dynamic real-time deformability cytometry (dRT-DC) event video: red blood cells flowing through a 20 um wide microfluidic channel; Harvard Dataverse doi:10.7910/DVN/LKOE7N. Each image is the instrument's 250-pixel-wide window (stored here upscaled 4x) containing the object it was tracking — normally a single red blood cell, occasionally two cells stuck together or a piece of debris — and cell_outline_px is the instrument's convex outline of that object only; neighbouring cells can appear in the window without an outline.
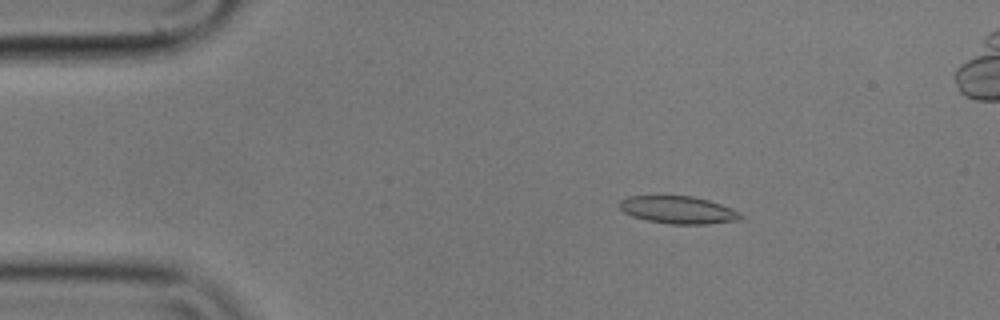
{"species": "common noctule bat (a hibernating species)", "species_latin": "Nyctalus noctula", "temperature_condition": "cold", "stored_images_in_passage": 57, "camera_frame_rate_fps": 3000, "um_per_image_px": 0.085, "animal": {"sex": "male", "body_mass_g": 17.9}, "frame": {"image": 1, "passage_image": 9, "time_ms": 2.667, "image_size_px": [1000, 320], "cell_outline_px": [[744, 220], [708, 224], [668, 224], [648, 220], [632, 216], [624, 212], [616, 204], [620, 200], [628, 196], [692, 196], [708, 200], [720, 204], [740, 212], [744, 216]], "centroid_in_image_um": [57.66, 17.85], "position_along_channel_um": 27.3, "area_um2": 19.59}}
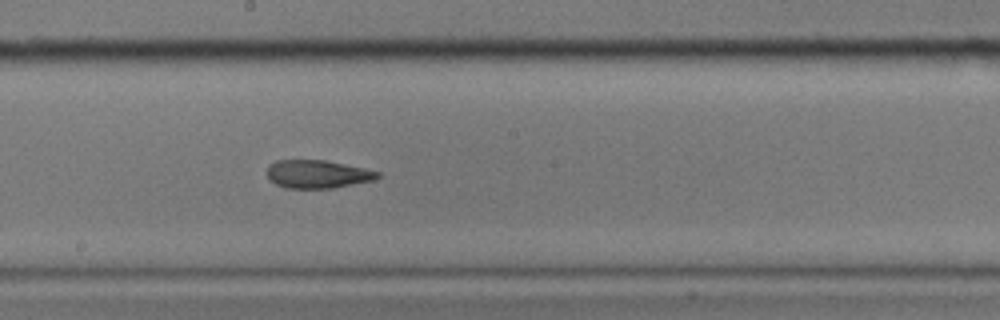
{"frame": {"image": 2, "passage_image": 30, "time_ms": 9.667, "image_size_px": [1000, 320], "cell_outline_px": [[380, 176], [372, 180], [332, 188], [284, 188], [268, 180], [268, 164], [276, 160], [324, 160], [364, 168], [380, 172]], "centroid_in_image_um": [26.94, 14.8], "position_along_channel_um": 221.3, "area_um2": 18.03}}
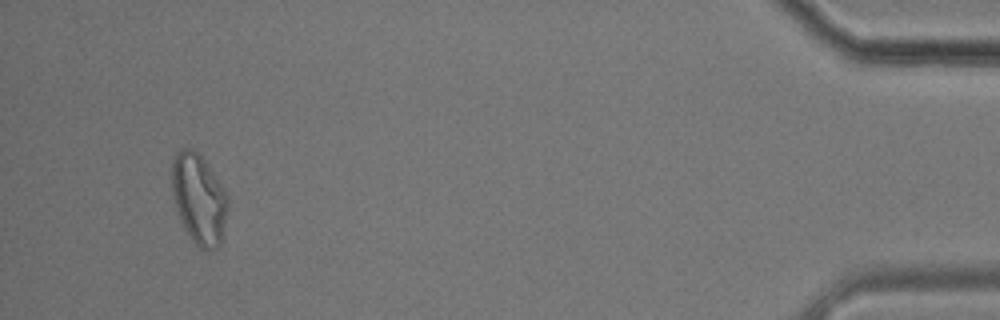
{"frame": {"image": 3, "passage_image": 53, "time_ms": 17.333, "image_size_px": [1000, 320], "cell_outline_px": [[228, 208], [220, 244], [216, 248], [200, 248], [192, 240], [184, 228], [180, 220], [176, 208], [172, 192], [172, 160], [176, 152], [180, 148], [192, 148], [208, 164], [228, 196]], "centroid_in_image_um": [16.89, 16.88], "position_along_channel_um": 418.3, "area_um2": 29.19}, "authors_computed_cell_mechanics": {"area_um2": 19.652, "velocity_mm_per_s": 3.5317, "shape_relaxation_time_tau1_ms": null, "shape_relaxation_time_tau2_ms": 3.5501, "deformation_change_tau1": null, "deformation_change_tau2": 0.1145}}